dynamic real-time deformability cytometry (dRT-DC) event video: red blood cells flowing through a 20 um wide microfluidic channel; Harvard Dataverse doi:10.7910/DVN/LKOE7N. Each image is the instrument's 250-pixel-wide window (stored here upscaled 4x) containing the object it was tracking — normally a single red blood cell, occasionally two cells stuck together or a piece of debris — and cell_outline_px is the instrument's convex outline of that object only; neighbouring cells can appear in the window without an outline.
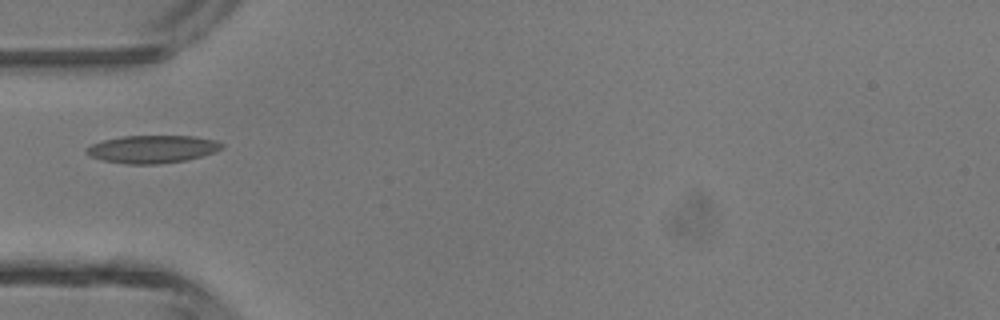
{"species": "common noctule bat (a hibernating species)", "species_latin": "Nyctalus noctula", "temperature_condition": "room temperature", "stored_images_in_passage": 28, "camera_frame_rate_fps": 3000, "um_per_image_px": 0.085, "animal": {"sex": "male", "body_mass_g": 13.3}, "frame": {"image": 1, "passage_image": 1, "time_ms": 0.0, "image_size_px": [1000, 320], "cell_outline_px": [[224, 148], [216, 152], [188, 160], [160, 164], [124, 164], [104, 160], [88, 156], [84, 152], [84, 148], [92, 144], [104, 140], [120, 136], [192, 136], [216, 140], [224, 144]], "centroid_in_image_um": [12.95, 12.68], "position_along_channel_um": 72.0, "area_um2": 22.2}}
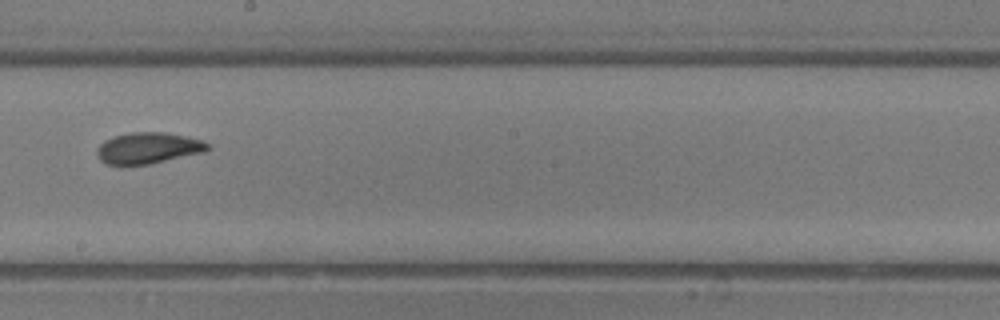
{"frame": {"image": 2, "passage_image": 12, "time_ms": 3.667, "image_size_px": [1000, 320], "cell_outline_px": [[212, 148], [204, 152], [152, 164], [124, 168], [120, 168], [104, 164], [96, 156], [96, 148], [104, 140], [112, 136], [132, 132], [164, 132], [184, 136], [200, 140], [212, 144]], "centroid_in_image_um": [12.52, 12.64], "position_along_channel_um": 235.7, "area_um2": 21.1}}
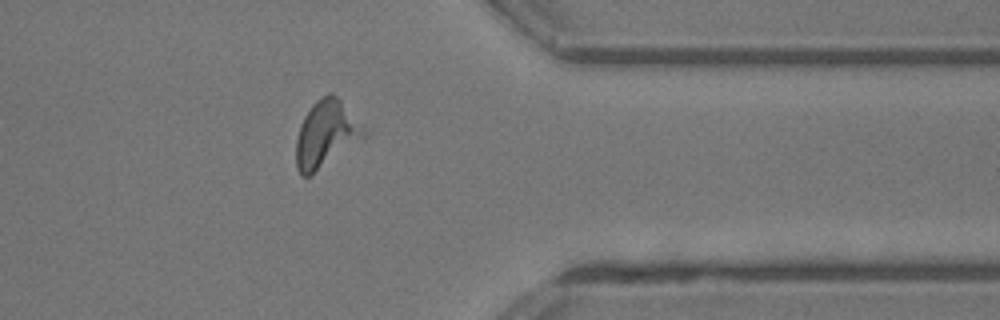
{"frame": {"image": 3, "passage_image": 23, "time_ms": 7.333, "image_size_px": [1000, 320], "cell_outline_px": [[368, 132], [364, 136], [312, 176], [300, 176], [296, 168], [296, 140], [304, 116], [312, 104], [316, 100], [328, 92], [332, 92], [340, 100]], "centroid_in_image_um": [27.67, 11.41], "position_along_channel_um": 383.7, "area_um2": 26.01}}